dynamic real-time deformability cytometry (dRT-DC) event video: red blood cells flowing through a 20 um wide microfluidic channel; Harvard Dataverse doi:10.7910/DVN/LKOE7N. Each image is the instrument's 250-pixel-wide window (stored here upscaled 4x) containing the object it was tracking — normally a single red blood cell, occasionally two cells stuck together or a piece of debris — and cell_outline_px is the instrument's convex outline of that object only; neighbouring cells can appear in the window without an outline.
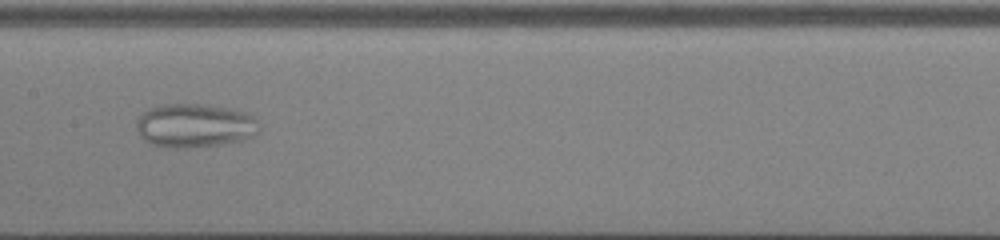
{"species": "common noctule bat (a hibernating species)", "species_latin": "Nyctalus noctula", "temperature_condition": "cold", "stored_images_in_passage": 51, "camera_frame_rate_fps": 3000, "um_per_image_px": 0.085, "animal": {"sex": "male", "body_mass_g": 13.0, "forearm_length_mm": 53.1}, "frame": {"image": 1, "passage_image": 27, "time_ms": 8.667, "image_size_px": [1000, 240], "cell_outline_px": [[260, 132], [244, 140], [220, 144], [188, 148], [168, 148], [152, 144], [144, 140], [140, 136], [136, 128], [136, 120], [148, 108], [164, 104], [208, 104], [248, 112], [256, 120]], "centroid_in_image_um": [16.55, 10.67], "position_along_channel_um": 190.9, "area_um2": 31.62}}
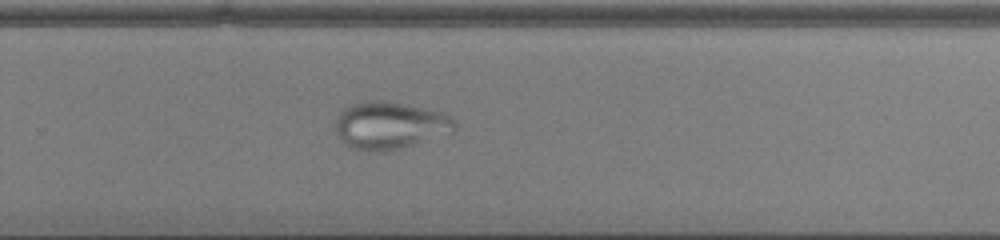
{"frame": {"image": 2, "passage_image": 35, "time_ms": 11.333, "image_size_px": [1000, 240], "cell_outline_px": [[456, 128], [452, 136], [380, 152], [368, 152], [352, 148], [344, 144], [340, 140], [336, 132], [336, 120], [340, 112], [344, 108], [352, 104], [372, 100], [380, 100], [448, 112], [452, 116], [456, 124]], "centroid_in_image_um": [33.23, 10.68], "position_along_channel_um": 296.6, "area_um2": 33.7}}